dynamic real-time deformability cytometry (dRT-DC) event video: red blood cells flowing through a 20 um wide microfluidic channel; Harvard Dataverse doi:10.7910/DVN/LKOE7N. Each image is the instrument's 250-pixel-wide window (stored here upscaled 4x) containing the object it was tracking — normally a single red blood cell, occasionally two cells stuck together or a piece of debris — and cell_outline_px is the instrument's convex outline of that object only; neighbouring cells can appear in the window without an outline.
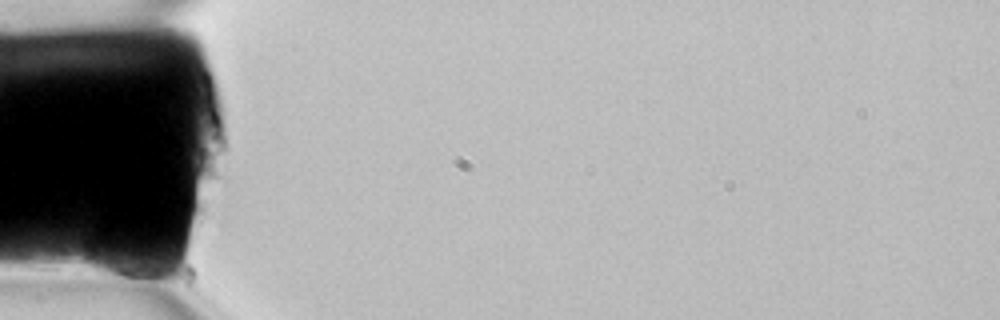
{"species": "common noctule bat (a hibernating species)", "species_latin": "Nyctalus noctula", "temperature_condition": "room temperature", "stored_images_in_passage": 3, "camera_frame_rate_fps": 3000, "um_per_image_px": 0.085, "animal": {"sex": "female", "body_mass_g": 22.7, "forearm_length_mm": 54.2}, "frame": {"image": 1, "passage_image": 1, "time_ms": 0.0, "image_size_px": [1000, 320], "cell_outline_px": [[156, 272], [152, 276], [112, 276], [92, 272], [84, 264], [84, 256], [92, 232], [100, 228], [156, 268]], "centroid_in_image_um": [9.7, 21.9], "position_along_channel_um": 75.3, "area_um2": 15.03}}